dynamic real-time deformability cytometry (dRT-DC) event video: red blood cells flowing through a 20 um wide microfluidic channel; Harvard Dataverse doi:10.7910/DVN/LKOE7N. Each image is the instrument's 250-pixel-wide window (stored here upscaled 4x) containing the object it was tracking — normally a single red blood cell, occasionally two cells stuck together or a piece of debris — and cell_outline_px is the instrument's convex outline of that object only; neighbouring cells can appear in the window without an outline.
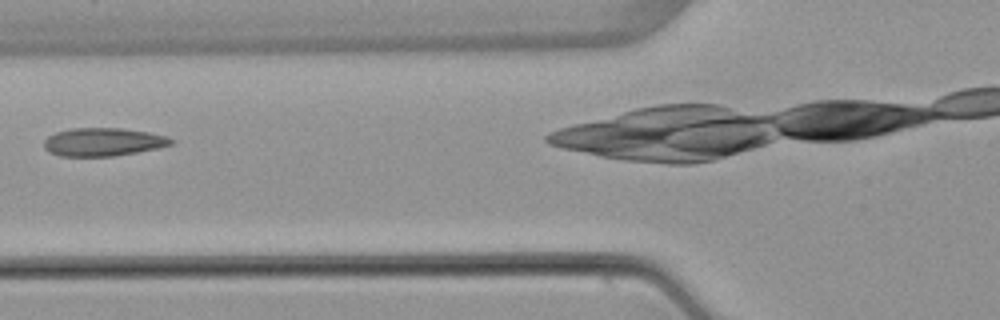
{"species": "common noctule bat (a hibernating species)", "species_latin": "Nyctalus noctula", "temperature_condition": "warm", "stored_images_in_passage": 3, "camera_frame_rate_fps": 3000, "um_per_image_px": 0.085, "animal": {"sex": "female", "body_mass_g": 22.7, "forearm_length_mm": 54.2}, "frame": {"image": 1, "passage_image": 2, "time_ms": 1.333, "image_size_px": [1000, 320], "cell_outline_px": [[176, 140], [172, 144], [160, 148], [112, 156], [60, 156], [48, 152], [44, 148], [44, 140], [48, 136], [56, 132], [72, 128], [120, 128], [148, 132], [168, 136]], "centroid_in_image_um": [8.78, 12.06], "position_along_channel_um": 117.0, "area_um2": 20.98}}